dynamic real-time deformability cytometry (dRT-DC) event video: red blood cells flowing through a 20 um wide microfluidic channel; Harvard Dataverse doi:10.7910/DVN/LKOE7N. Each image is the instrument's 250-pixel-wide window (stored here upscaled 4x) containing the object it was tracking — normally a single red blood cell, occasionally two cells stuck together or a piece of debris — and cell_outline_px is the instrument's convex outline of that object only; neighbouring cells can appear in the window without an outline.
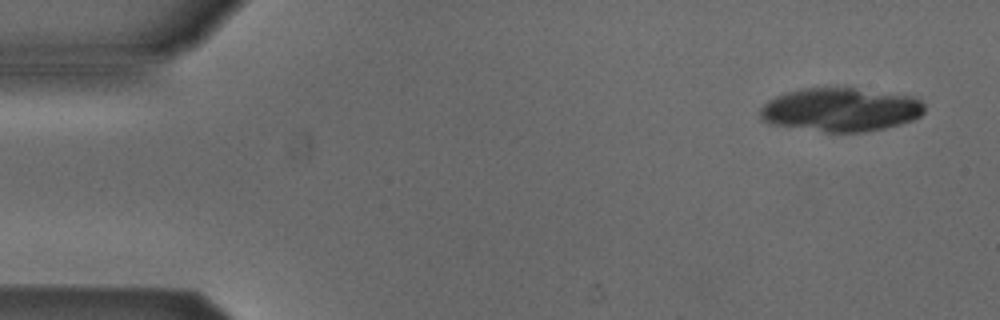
{"species": "Egyptian fruit bat (a non-hibernating species)", "species_latin": "Rousettus aegyptiacus", "temperature_condition": "cold", "stored_images_in_passage": 5, "camera_frame_rate_fps": 3000, "um_per_image_px": 0.085, "animal": {"sex": "male"}, "frame": {"image": 1, "passage_image": 1, "time_ms": 0.0, "image_size_px": [1000, 320], "cell_outline_px": [[924, 112], [920, 116], [912, 120], [884, 128], [860, 132], [824, 132], [768, 124], [760, 120], [760, 108], [768, 100], [776, 96], [788, 92], [804, 88], [856, 88], [912, 96], [920, 100], [924, 104]], "centroid_in_image_um": [71.42, 9.33], "position_along_channel_um": 13.6, "area_um2": 41.79}}